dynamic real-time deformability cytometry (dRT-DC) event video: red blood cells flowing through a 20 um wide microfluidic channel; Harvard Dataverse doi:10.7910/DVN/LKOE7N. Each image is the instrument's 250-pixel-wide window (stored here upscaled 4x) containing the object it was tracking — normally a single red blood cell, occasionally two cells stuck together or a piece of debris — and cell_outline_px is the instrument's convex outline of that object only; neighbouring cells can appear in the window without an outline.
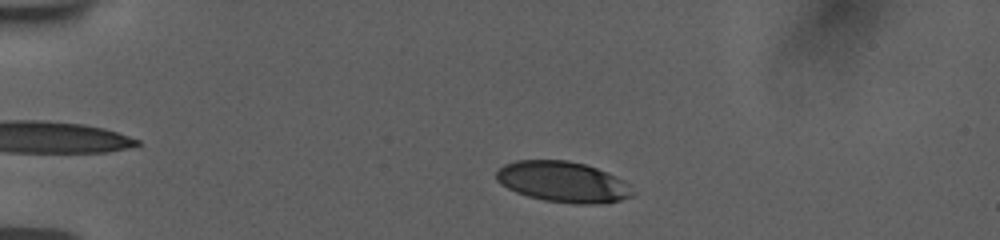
{"species": "human", "species_latin": "Homo sapiens", "temperature_condition": "room temperature", "stored_images_in_passage": 11, "camera_frame_rate_fps": 3000, "um_per_image_px": 0.085, "donor": {"sex": "female"}, "frame": {"image": 1, "passage_image": 2, "time_ms": 1.0, "image_size_px": [1000, 240], "cell_outline_px": [[636, 192], [632, 196], [620, 200], [604, 204], [576, 204], [544, 200], [528, 196], [516, 192], [500, 184], [496, 180], [496, 172], [504, 164], [516, 160], [568, 160], [584, 164], [596, 168], [616, 176], [624, 180]], "centroid_in_image_um": [47.87, 15.46], "position_along_channel_um": 37.1, "area_um2": 32.54}}
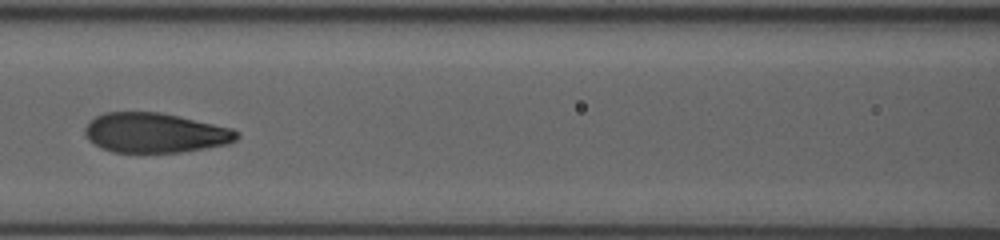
{"frame": {"image": 2, "passage_image": 7, "time_ms": 5.667, "image_size_px": [1000, 240], "cell_outline_px": [[240, 136], [236, 140], [228, 144], [180, 152], [112, 152], [100, 148], [88, 140], [84, 132], [84, 128], [96, 116], [104, 112], [160, 112], [232, 128], [240, 132]], "centroid_in_image_um": [13.18, 11.29], "position_along_channel_um": 153.4, "area_um2": 35.2}}
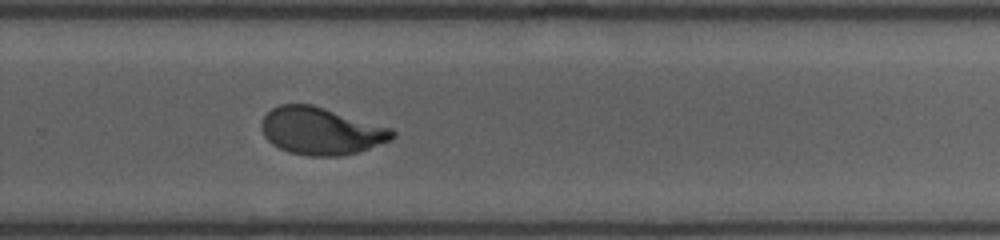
{"frame": {"image": 3, "passage_image": 11, "time_ms": 9.667, "image_size_px": [1000, 240], "cell_outline_px": [[396, 136], [392, 140], [356, 152], [340, 156], [308, 156], [288, 152], [272, 144], [264, 136], [260, 128], [260, 124], [264, 116], [272, 108], [280, 104], [312, 104], [392, 128], [396, 132]], "centroid_in_image_um": [27.28, 11.13], "position_along_channel_um": 302.5, "area_um2": 36.18}}